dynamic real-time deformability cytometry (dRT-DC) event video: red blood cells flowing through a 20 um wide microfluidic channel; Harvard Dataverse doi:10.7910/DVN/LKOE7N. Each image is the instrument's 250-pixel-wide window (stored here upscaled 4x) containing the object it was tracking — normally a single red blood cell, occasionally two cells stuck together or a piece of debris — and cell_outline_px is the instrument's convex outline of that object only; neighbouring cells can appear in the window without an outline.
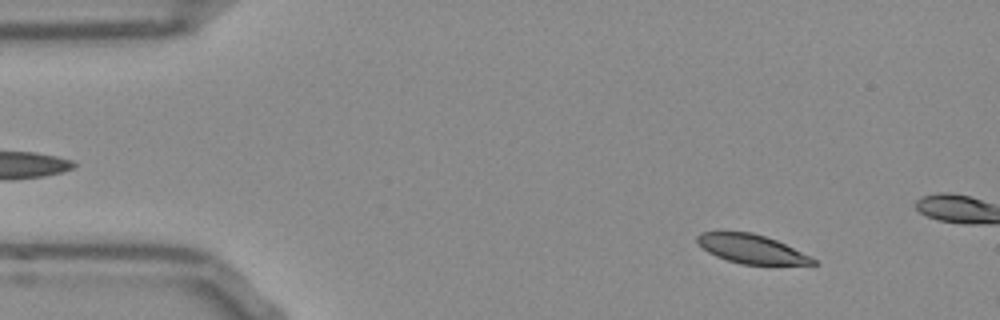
{"species": "Egyptian fruit bat (a non-hibernating species)", "species_latin": "Rousettus aegyptiacus", "temperature_condition": "room temperature", "stored_images_in_passage": 13, "camera_frame_rate_fps": 3000, "um_per_image_px": 0.085, "frame": {"image": 1, "passage_image": 6, "time_ms": 1.667, "image_size_px": [1000, 320], "cell_outline_px": [[816, 264], [740, 264], [716, 256], [708, 252], [696, 240], [696, 236], [700, 232], [752, 232], [776, 240], [812, 256], [816, 260]], "centroid_in_image_um": [63.88, 21.15], "position_along_channel_um": 21.1, "area_um2": 19.25}}